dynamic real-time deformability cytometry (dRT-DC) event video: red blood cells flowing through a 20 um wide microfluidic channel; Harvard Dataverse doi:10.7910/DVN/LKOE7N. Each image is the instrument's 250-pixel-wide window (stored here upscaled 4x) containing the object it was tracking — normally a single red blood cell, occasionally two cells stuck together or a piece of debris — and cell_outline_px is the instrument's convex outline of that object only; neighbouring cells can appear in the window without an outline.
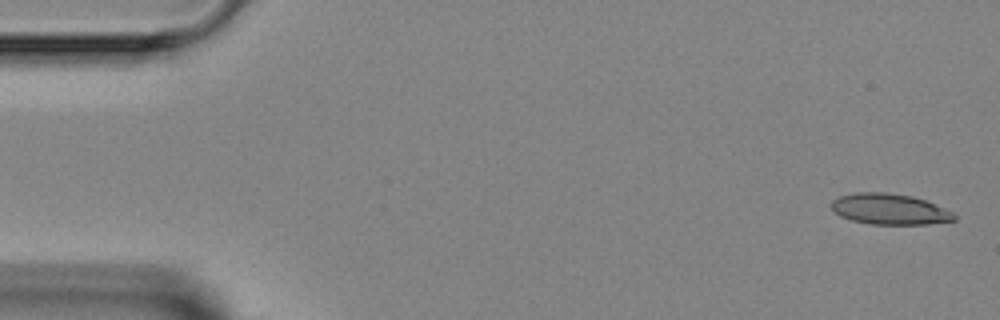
{"species": "Egyptian fruit bat (a non-hibernating species)", "species_latin": "Rousettus aegyptiacus", "temperature_condition": "room temperature", "stored_images_in_passage": 5, "camera_frame_rate_fps": 3000, "um_per_image_px": 0.085, "animal": {"sex": "female"}, "frame": {"image": 1, "passage_image": 1, "time_ms": 0.0, "image_size_px": [1000, 320], "cell_outline_px": [[956, 220], [928, 224], [872, 224], [852, 220], [840, 216], [832, 208], [832, 200], [840, 196], [856, 192], [884, 192], [912, 196], [924, 200], [944, 208], [952, 212], [956, 216]], "centroid_in_image_um": [75.62, 17.77], "position_along_channel_um": 9.4, "area_um2": 21.85}}
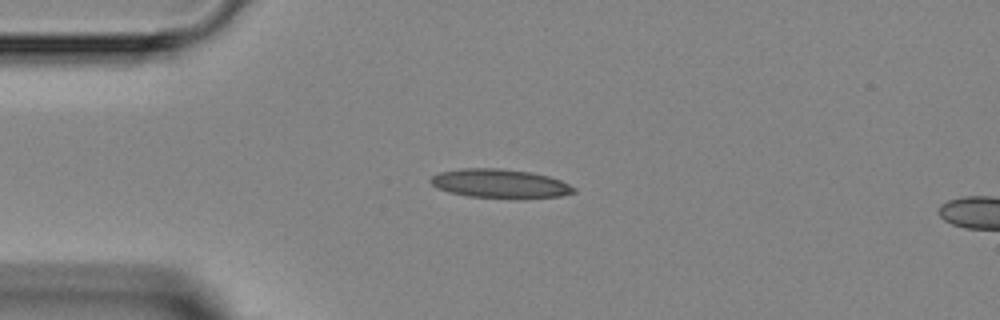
{"frame": {"image": 2, "passage_image": 4, "time_ms": 3.333, "image_size_px": [1000, 320], "cell_outline_px": [[576, 192], [560, 196], [468, 196], [448, 192], [432, 184], [428, 180], [432, 176], [440, 172], [464, 168], [500, 168], [528, 172], [548, 176], [560, 180], [576, 188]], "centroid_in_image_um": [42.45, 15.56], "position_along_channel_um": 42.5, "area_um2": 23.12}}